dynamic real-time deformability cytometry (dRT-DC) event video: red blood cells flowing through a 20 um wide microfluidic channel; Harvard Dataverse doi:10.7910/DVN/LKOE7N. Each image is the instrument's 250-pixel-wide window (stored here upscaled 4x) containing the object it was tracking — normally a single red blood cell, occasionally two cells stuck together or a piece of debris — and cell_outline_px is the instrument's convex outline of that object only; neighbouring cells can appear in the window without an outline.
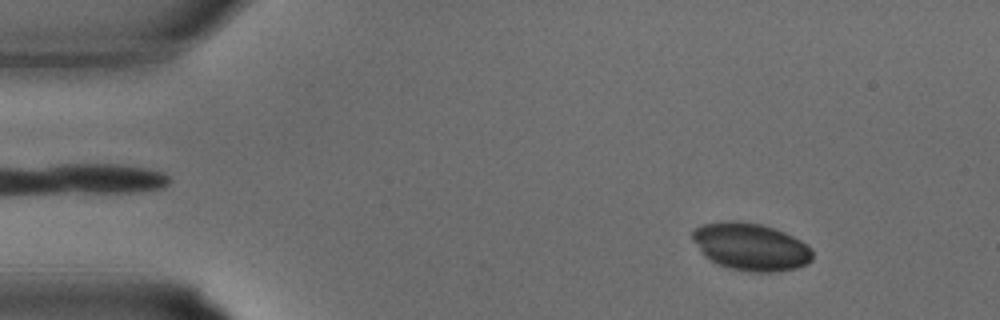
{"species": "common noctule bat (a hibernating species)", "species_latin": "Nyctalus noctula", "temperature_condition": "warm", "stored_images_in_passage": 13, "camera_frame_rate_fps": 3000, "um_per_image_px": 0.085, "animal": {"sex": "male", "body_mass_g": 15.6}, "frame": {"image": 1, "passage_image": 5, "time_ms": 1.333, "image_size_px": [1000, 320], "cell_outline_px": [[812, 260], [808, 264], [796, 268], [768, 272], [756, 272], [728, 268], [704, 256], [692, 240], [692, 232], [696, 228], [704, 224], [760, 224], [784, 232], [808, 244], [812, 248]], "centroid_in_image_um": [63.87, 21.02], "position_along_channel_um": 21.1, "area_um2": 32.14}}